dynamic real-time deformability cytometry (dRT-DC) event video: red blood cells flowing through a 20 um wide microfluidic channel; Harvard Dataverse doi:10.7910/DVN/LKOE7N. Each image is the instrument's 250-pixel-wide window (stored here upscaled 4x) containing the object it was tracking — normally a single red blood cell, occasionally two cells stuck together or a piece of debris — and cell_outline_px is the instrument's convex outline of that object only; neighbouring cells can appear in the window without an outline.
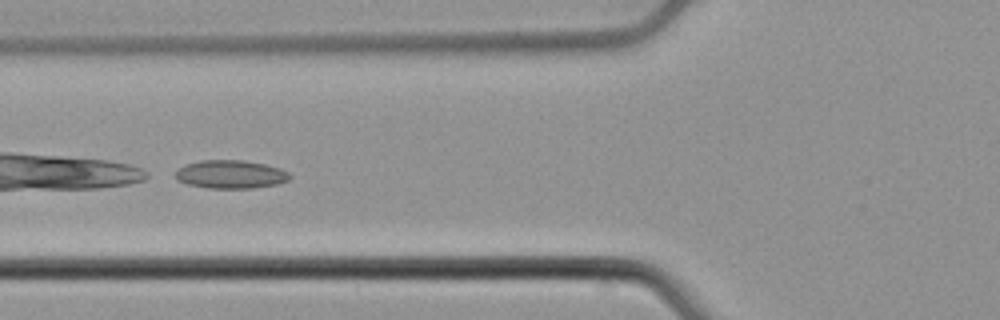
{"species": "common noctule bat (a hibernating species)", "species_latin": "Nyctalus noctula", "temperature_condition": "cold", "stored_images_in_passage": 42, "camera_frame_rate_fps": 3000, "um_per_image_px": 0.085, "animal": {"sex": "male", "body_mass_g": 21.5, "forearm_length_mm": 52.0}, "frame": {"image": 1, "passage_image": 16, "time_ms": 5.0, "image_size_px": [1000, 320], "cell_outline_px": [[292, 176], [288, 180], [276, 184], [252, 188], [208, 188], [188, 184], [176, 180], [176, 172], [180, 168], [188, 164], [200, 160], [240, 160], [264, 164], [280, 168], [288, 172]], "centroid_in_image_um": [19.62, 14.82], "position_along_channel_um": 106.2, "area_um2": 18.67}}
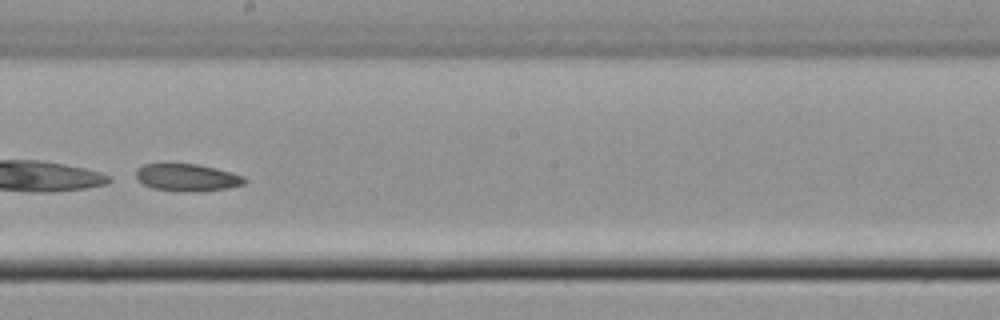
{"frame": {"image": 2, "passage_image": 26, "time_ms": 8.333, "image_size_px": [1000, 320], "cell_outline_px": [[248, 180], [244, 184], [228, 188], [200, 192], [176, 192], [152, 188], [144, 184], [136, 176], [136, 172], [144, 164], [168, 160], [196, 164], [244, 176]], "centroid_in_image_um": [15.86, 15.06], "position_along_channel_um": 232.3, "area_um2": 17.92}}
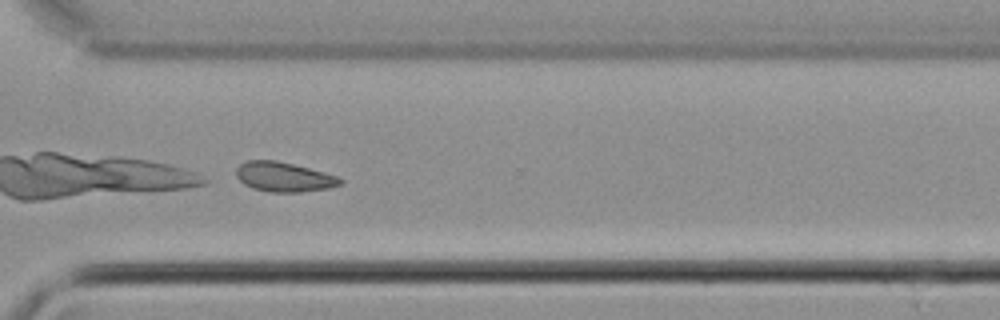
{"frame": {"image": 3, "passage_image": 35, "time_ms": 11.333, "image_size_px": [1000, 320], "cell_outline_px": [[344, 180], [340, 184], [328, 188], [300, 192], [268, 192], [252, 188], [244, 184], [236, 176], [236, 168], [240, 164], [248, 160], [276, 160], [324, 172], [336, 176]], "centroid_in_image_um": [24.09, 15.04], "position_along_channel_um": 346.5, "area_um2": 17.86}, "authors_computed_cell_mechanics": {"area_um2": 19.1318, "velocity_mm_per_s": 3.7891, "shape_relaxation_time_tau1_ms": 0.1507, "shape_relaxation_time_tau2_ms": 5.3465, "deformation_change_tau1": 0.2592, "deformation_change_tau2": 0.0831}}